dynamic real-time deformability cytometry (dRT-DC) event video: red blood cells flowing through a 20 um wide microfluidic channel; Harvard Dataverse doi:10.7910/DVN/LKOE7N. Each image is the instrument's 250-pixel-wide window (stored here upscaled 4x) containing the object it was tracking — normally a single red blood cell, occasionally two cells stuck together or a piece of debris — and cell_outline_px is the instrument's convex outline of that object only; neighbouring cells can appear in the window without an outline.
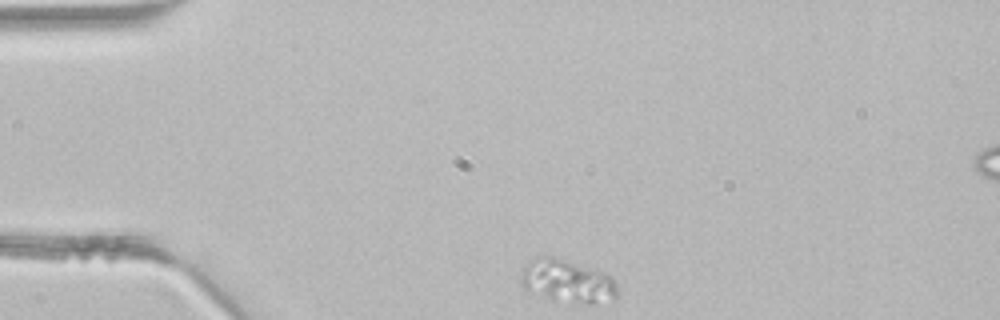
{"species": "common noctule bat (a hibernating species)", "species_latin": "Nyctalus noctula", "temperature_condition": "room temperature", "stored_images_in_passage": 2, "camera_frame_rate_fps": 3000, "um_per_image_px": 0.085, "animal": {"sex": "male", "body_mass_g": 21.5, "forearm_length_mm": 52.0}, "frame": {"image": 1, "passage_image": 1, "time_ms": 0.0, "image_size_px": [1000, 320], "cell_outline_px": [[616, 300], [596, 304], [576, 304], [552, 300], [528, 292], [520, 284], [520, 276], [528, 260], [536, 256], [552, 256], [604, 272], [612, 276], [616, 280]], "centroid_in_image_um": [48.22, 23.93], "position_along_channel_um": 36.8, "area_um2": 24.85}}